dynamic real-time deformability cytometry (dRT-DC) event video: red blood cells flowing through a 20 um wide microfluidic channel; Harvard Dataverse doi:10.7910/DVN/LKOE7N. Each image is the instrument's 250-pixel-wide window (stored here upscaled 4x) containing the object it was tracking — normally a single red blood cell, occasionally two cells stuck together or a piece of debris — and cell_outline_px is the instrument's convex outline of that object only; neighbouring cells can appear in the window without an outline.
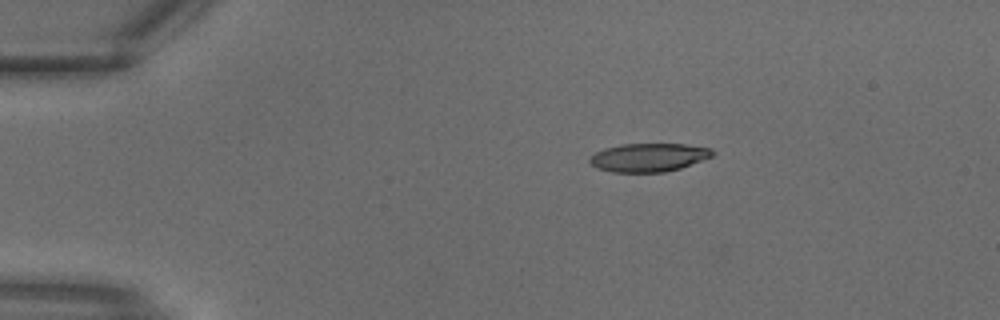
{"species": "common noctule bat (a hibernating species)", "species_latin": "Nyctalus noctula", "temperature_condition": "warm", "stored_images_in_passage": 14, "camera_frame_rate_fps": 3000, "um_per_image_px": 0.085, "animal": {"sex": "male", "body_mass_g": 18.8}, "frame": {"image": 1, "passage_image": 1, "time_ms": 0.0, "image_size_px": [1000, 320], "cell_outline_px": [[712, 156], [680, 168], [664, 172], [612, 172], [596, 168], [588, 160], [596, 152], [604, 148], [620, 144], [684, 144], [712, 148]], "centroid_in_image_um": [55.1, 13.38], "position_along_channel_um": 29.9, "area_um2": 20.17}}
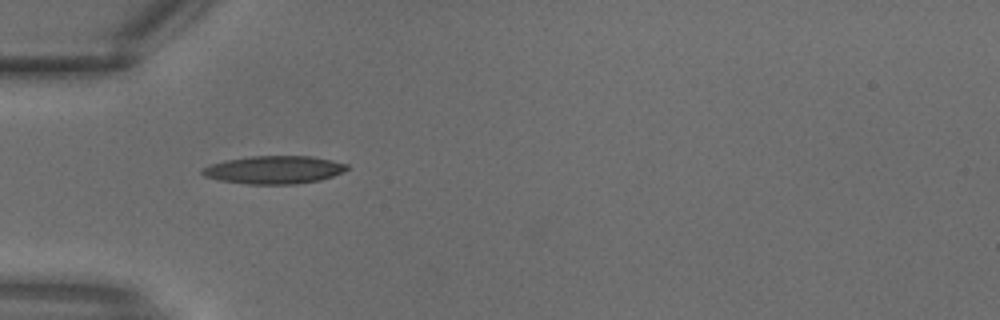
{"frame": {"image": 2, "passage_image": 5, "time_ms": 1.333, "image_size_px": [1000, 320], "cell_outline_px": [[348, 168], [344, 172], [320, 180], [292, 184], [248, 184], [220, 180], [204, 176], [200, 172], [200, 168], [224, 160], [252, 156], [312, 156], [348, 164]], "centroid_in_image_um": [23.28, 14.43], "position_along_channel_um": 61.7, "area_um2": 23.52}}
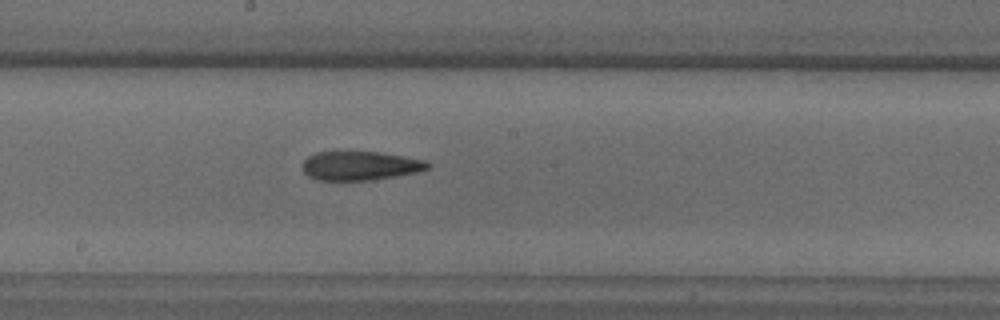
{"frame": {"image": 3, "passage_image": 12, "time_ms": 3.667, "image_size_px": [1000, 320], "cell_outline_px": [[432, 164], [428, 168], [416, 172], [396, 176], [368, 180], [320, 180], [308, 176], [304, 172], [304, 160], [308, 156], [316, 152], [380, 152], [428, 160]], "centroid_in_image_um": [30.65, 14.08], "position_along_channel_um": 217.5, "area_um2": 21.04}}